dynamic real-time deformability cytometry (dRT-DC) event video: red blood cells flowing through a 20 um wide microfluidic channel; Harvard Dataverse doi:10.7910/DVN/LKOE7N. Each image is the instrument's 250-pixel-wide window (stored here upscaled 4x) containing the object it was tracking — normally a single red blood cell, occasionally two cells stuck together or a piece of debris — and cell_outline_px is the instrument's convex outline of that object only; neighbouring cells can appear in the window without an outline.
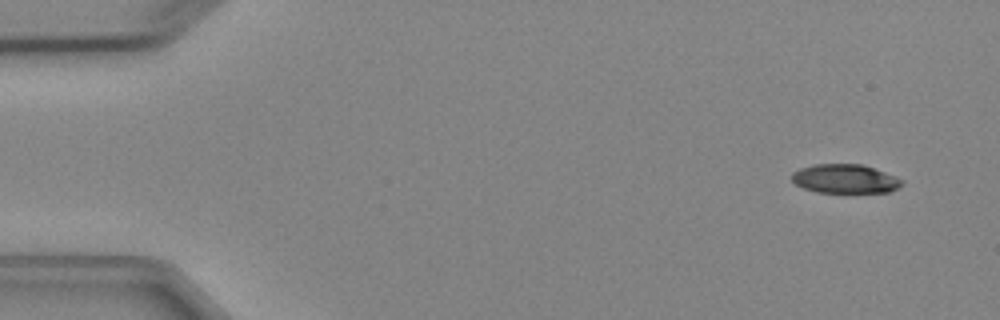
{"species": "Egyptian fruit bat (a non-hibernating species)", "species_latin": "Rousettus aegyptiacus", "temperature_condition": "cold", "stored_images_in_passage": 4, "camera_frame_rate_fps": 3000, "um_per_image_px": 0.085, "animal": {"sex": "female"}, "frame": {"image": 1, "passage_image": 1, "time_ms": 0.0, "image_size_px": [1000, 320], "cell_outline_px": [[904, 184], [888, 192], [816, 192], [804, 188], [796, 184], [792, 180], [792, 172], [800, 168], [812, 164], [860, 164], [884, 172], [904, 180]], "centroid_in_image_um": [71.81, 15.19], "position_along_channel_um": 13.2, "area_um2": 18.44}}
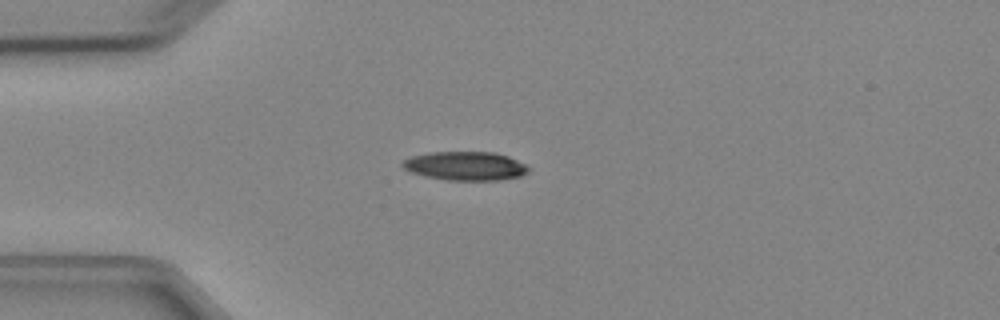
{"frame": {"image": 2, "passage_image": 4, "time_ms": 3.333, "image_size_px": [1000, 320], "cell_outline_px": [[532, 168], [528, 172], [520, 176], [496, 180], [448, 180], [424, 176], [412, 172], [404, 168], [400, 164], [404, 160], [412, 156], [432, 152], [496, 152], [508, 156]], "centroid_in_image_um": [39.57, 14.1], "position_along_channel_um": 45.4, "area_um2": 21.04}}